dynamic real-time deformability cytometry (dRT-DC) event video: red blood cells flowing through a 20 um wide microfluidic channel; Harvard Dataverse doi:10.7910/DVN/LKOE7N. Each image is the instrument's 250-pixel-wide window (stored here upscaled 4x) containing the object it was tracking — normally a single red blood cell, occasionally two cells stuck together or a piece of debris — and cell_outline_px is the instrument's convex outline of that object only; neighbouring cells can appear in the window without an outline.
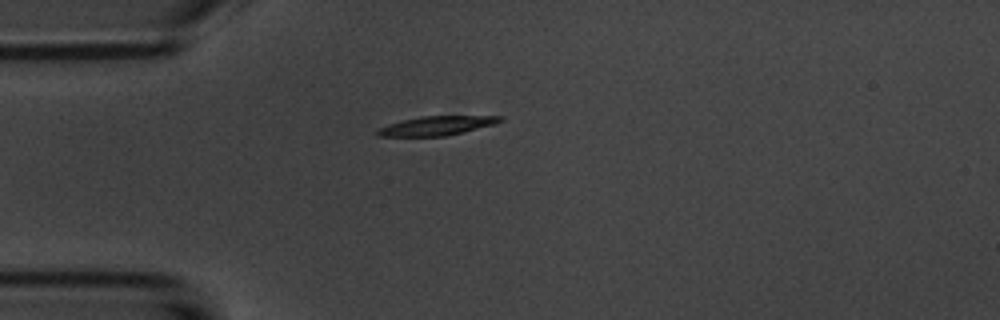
{"species": "common noctule bat (a hibernating species)", "species_latin": "Nyctalus noctula", "temperature_condition": "room temperature", "stored_images_in_passage": 41, "camera_frame_rate_fps": 3000, "um_per_image_px": 0.085, "animal": {"sex": "male", "body_mass_g": 20.1, "forearm_length_mm": 53.5}, "frame": {"image": 1, "passage_image": 1, "time_ms": 0.0, "image_size_px": [1000, 320], "cell_outline_px": [[504, 120], [496, 124], [444, 136], [376, 136], [376, 128], [388, 124], [420, 116], [504, 116]], "centroid_in_image_um": [37.11, 10.68], "position_along_channel_um": 47.9, "area_um2": 13.64}}
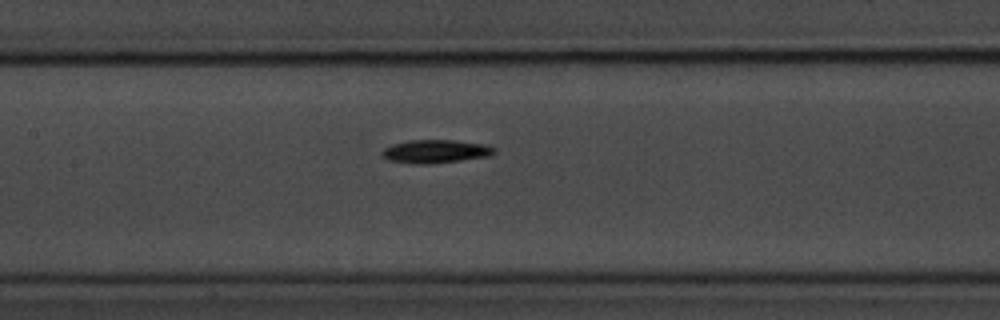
{"frame": {"image": 2, "passage_image": 12, "time_ms": 3.667, "image_size_px": [1000, 320], "cell_outline_px": [[496, 152], [488, 156], [460, 160], [428, 164], [412, 164], [388, 160], [380, 152], [384, 148], [392, 144], [408, 140], [452, 140], [484, 144], [496, 148]], "centroid_in_image_um": [36.99, 12.86], "position_along_channel_um": 170.4, "area_um2": 15.2}}
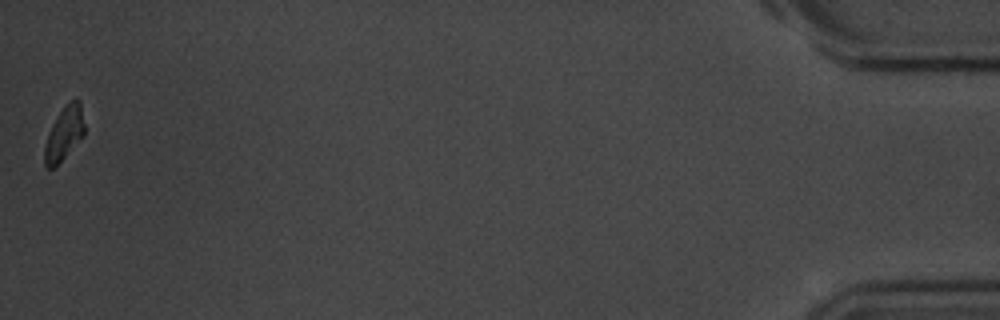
{"frame": {"image": 3, "passage_image": 41, "time_ms": 13.333, "image_size_px": [1000, 320], "cell_outline_px": [[84, 136], [52, 168], [44, 168], [44, 148], [52, 124], [56, 116], [68, 100], [80, 100], [84, 124]], "centroid_in_image_um": [5.45, 11.31], "position_along_channel_um": 429.7, "area_um2": 12.25}, "authors_computed_cell_mechanics": {"area_um2": 14.161, "velocity_mm_per_s": 3.6733, "shape_relaxation_time_tau1_ms": 2.7436, "shape_relaxation_time_tau2_ms": null, "deformation_change_tau1": 0.1392, "deformation_change_tau2": null}}